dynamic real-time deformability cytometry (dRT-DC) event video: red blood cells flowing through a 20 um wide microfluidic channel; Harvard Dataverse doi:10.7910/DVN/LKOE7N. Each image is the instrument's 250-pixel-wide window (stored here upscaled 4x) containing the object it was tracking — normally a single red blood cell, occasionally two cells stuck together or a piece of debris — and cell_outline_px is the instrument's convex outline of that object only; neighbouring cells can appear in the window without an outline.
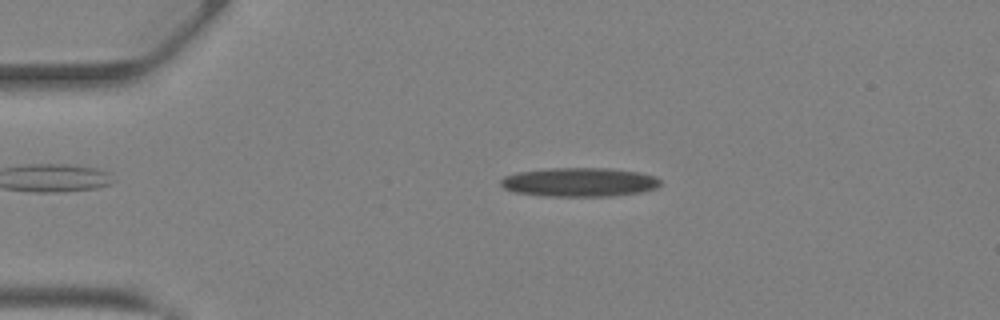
{"species": "Egyptian fruit bat (a non-hibernating species)", "species_latin": "Rousettus aegyptiacus", "temperature_condition": "warm", "stored_images_in_passage": 45, "camera_frame_rate_fps": 3000, "um_per_image_px": 0.085, "animal": {"sex": "female"}, "frame": {"image": 1, "passage_image": 10, "time_ms": 3.0, "image_size_px": [1000, 320], "cell_outline_px": [[660, 184], [656, 188], [640, 192], [612, 196], [544, 196], [512, 192], [504, 188], [500, 184], [500, 180], [504, 176], [516, 172], [548, 168], [608, 168], [640, 172], [656, 176], [660, 180]], "centroid_in_image_um": [49.22, 15.48], "position_along_channel_um": 35.8, "area_um2": 27.17}}
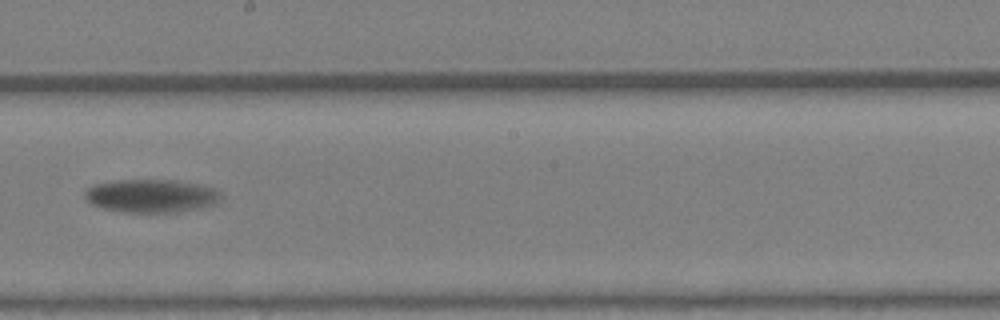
{"frame": {"image": 2, "passage_image": 26, "time_ms": 8.333, "image_size_px": [1000, 320], "cell_outline_px": [[220, 200], [216, 204], [204, 208], [180, 212], [120, 212], [104, 208], [92, 204], [84, 196], [84, 192], [92, 184], [112, 180], [176, 180], [216, 188], [220, 192]], "centroid_in_image_um": [12.87, 16.65], "position_along_channel_um": 235.3, "area_um2": 26.65}}
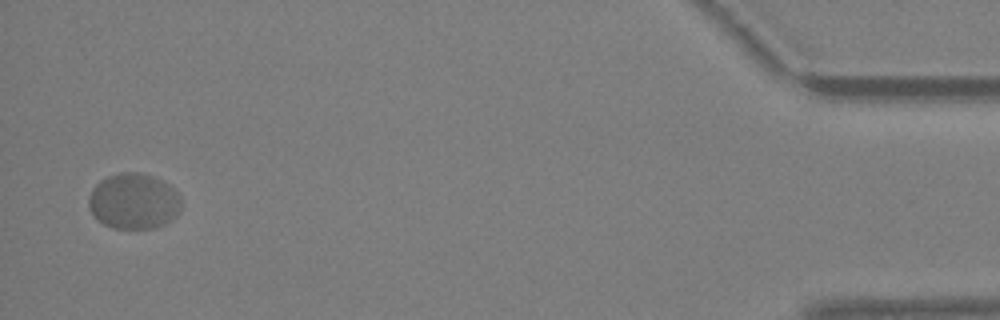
{"frame": {"image": 3, "passage_image": 44, "time_ms": 14.333, "image_size_px": [1000, 320], "cell_outline_px": [[180, 212], [172, 220], [156, 228], [112, 228], [104, 224], [88, 208], [88, 196], [92, 188], [100, 180], [108, 176], [120, 172], [140, 172], [164, 180], [180, 196]], "centroid_in_image_um": [11.37, 17.09], "position_along_channel_um": 423.8, "area_um2": 30.23}, "authors_computed_cell_mechanics": {"area_um2": 27.2816, "velocity_mm_per_s": 4.5894, "shape_relaxation_time_tau1_ms": 3.484, "shape_relaxation_time_tau2_ms": null, "deformation_change_tau1": 0.177, "deformation_change_tau2": null}}